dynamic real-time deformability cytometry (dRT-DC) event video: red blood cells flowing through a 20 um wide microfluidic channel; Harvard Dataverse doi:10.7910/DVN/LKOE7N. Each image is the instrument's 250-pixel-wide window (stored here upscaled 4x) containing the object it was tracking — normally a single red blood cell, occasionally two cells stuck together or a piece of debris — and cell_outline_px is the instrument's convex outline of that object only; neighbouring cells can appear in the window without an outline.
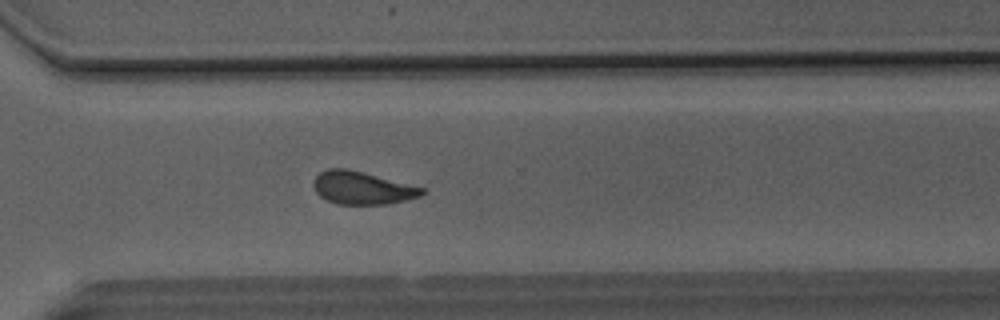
{"species": "Egyptian fruit bat (a non-hibernating species)", "species_latin": "Rousettus aegyptiacus", "temperature_condition": "room temperature", "stored_images_in_passage": 50, "camera_frame_rate_fps": 3000, "um_per_image_px": 0.085, "animal": {"sex": "male"}, "frame": {"image": 1, "passage_image": 36, "time_ms": 11.667, "image_size_px": [1000, 320], "cell_outline_px": [[428, 192], [420, 196], [408, 200], [388, 204], [336, 204], [320, 196], [316, 192], [312, 184], [312, 180], [320, 172], [328, 168], [348, 168], [428, 188]], "centroid_in_image_um": [30.84, 15.96], "position_along_channel_um": 339.8, "area_um2": 21.21}}
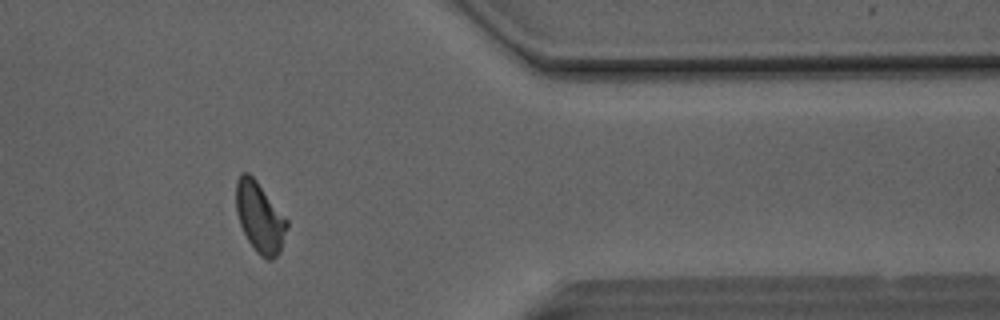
{"frame": {"image": 2, "passage_image": 41, "time_ms": 13.333, "image_size_px": [1000, 320], "cell_outline_px": [[288, 228], [280, 252], [272, 260], [268, 260], [260, 256], [256, 252], [248, 240], [240, 224], [236, 212], [236, 180], [240, 172], [248, 172], [256, 180], [288, 220]], "centroid_in_image_um": [22.08, 18.48], "position_along_channel_um": 389.3, "area_um2": 20.92}}
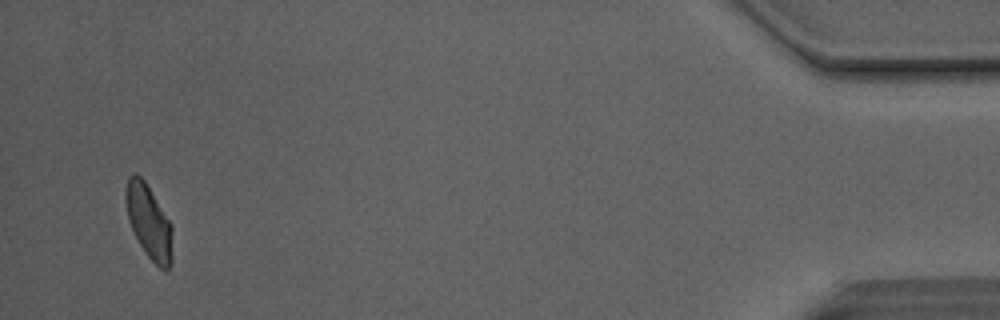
{"frame": {"image": 3, "passage_image": 48, "time_ms": 15.667, "image_size_px": [1000, 320], "cell_outline_px": [[172, 260], [168, 268], [160, 268], [144, 252], [128, 220], [124, 196], [124, 188], [128, 176], [132, 172], [136, 172], [144, 180], [172, 224]], "centroid_in_image_um": [12.63, 18.79], "position_along_channel_um": 422.6, "area_um2": 20.17}, "authors_computed_cell_mechanics": {"area_um2": 21.3282, "velocity_mm_per_s": 4.1062, "shape_relaxation_time_tau1_ms": 5.3343, "shape_relaxation_time_tau2_ms": 1.5574, "deformation_change_tau1": 0.1348, "deformation_change_tau2": 0.0901}}